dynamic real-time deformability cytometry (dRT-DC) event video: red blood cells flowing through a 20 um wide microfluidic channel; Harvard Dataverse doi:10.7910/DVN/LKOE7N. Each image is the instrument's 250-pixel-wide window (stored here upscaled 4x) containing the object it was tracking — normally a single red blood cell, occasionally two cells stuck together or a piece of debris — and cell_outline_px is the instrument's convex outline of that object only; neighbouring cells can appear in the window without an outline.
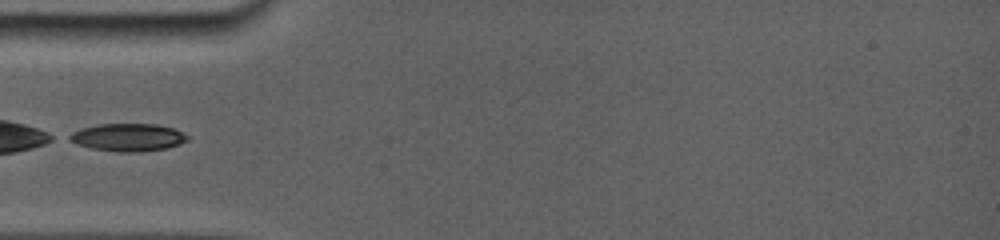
{"species": "common noctule bat (a hibernating species)", "species_latin": "Nyctalus noctula", "temperature_condition": "room temperature", "stored_images_in_passage": 22, "camera_frame_rate_fps": 5000, "um_per_image_px": 0.085, "animal": {"sex": "female", "body_mass_g": 19.0, "forearm_length_mm": 56.7}, "frame": {"image": 1, "passage_image": 1, "time_ms": 0.0, "image_size_px": [1000, 240], "cell_outline_px": [[188, 140], [164, 148], [136, 152], [120, 152], [92, 148], [68, 140], [64, 136], [72, 132], [84, 128], [100, 124], [156, 124], [172, 128], [188, 136]], "centroid_in_image_um": [10.82, 11.66], "position_along_channel_um": 74.2, "area_um2": 18.61}}